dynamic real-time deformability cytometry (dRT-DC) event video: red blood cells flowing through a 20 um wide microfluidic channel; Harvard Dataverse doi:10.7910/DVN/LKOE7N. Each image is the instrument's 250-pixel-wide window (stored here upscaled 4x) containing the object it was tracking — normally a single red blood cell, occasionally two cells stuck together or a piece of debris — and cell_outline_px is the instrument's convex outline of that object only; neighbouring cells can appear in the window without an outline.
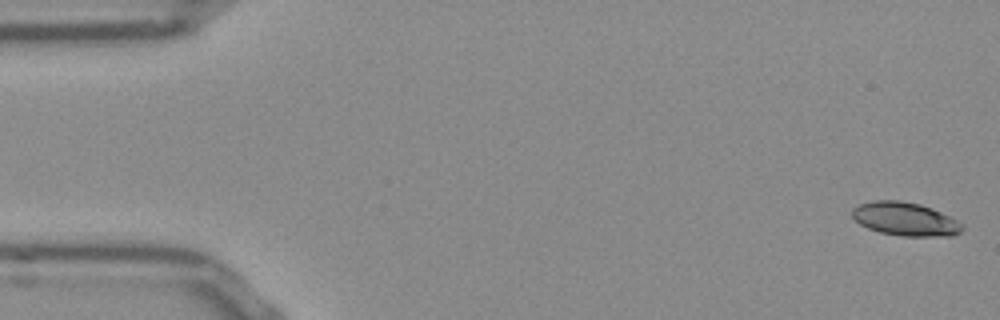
{"species": "Egyptian fruit bat (a non-hibernating species)", "species_latin": "Rousettus aegyptiacus", "temperature_condition": "room temperature", "stored_images_in_passage": 15, "camera_frame_rate_fps": 3000, "um_per_image_px": 0.085, "frame": {"image": 1, "passage_image": 1, "time_ms": 0.0, "image_size_px": [1000, 320], "cell_outline_px": [[964, 228], [960, 232], [952, 236], [904, 236], [880, 232], [868, 228], [860, 224], [852, 216], [852, 208], [860, 204], [872, 200], [900, 200], [920, 204], [932, 208], [956, 220]], "centroid_in_image_um": [76.92, 18.61], "position_along_channel_um": 8.1, "area_um2": 21.33}}